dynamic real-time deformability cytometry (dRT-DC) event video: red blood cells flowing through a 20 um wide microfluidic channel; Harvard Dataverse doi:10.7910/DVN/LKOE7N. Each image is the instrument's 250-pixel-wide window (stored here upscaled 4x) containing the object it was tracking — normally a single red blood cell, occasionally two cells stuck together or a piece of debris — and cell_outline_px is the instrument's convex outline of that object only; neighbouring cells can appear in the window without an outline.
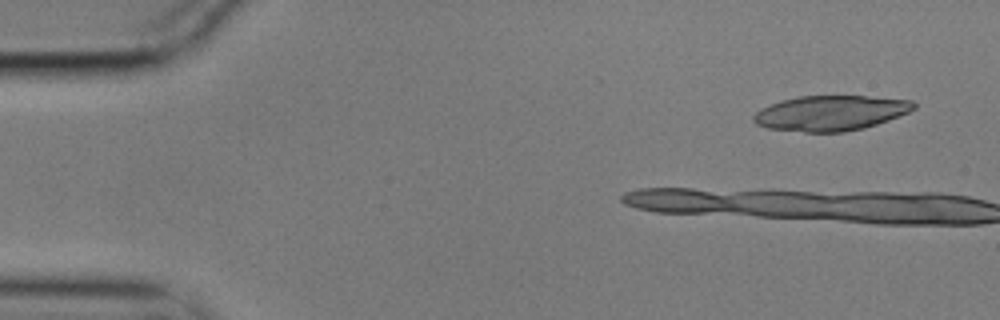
{"species": "common noctule bat (a hibernating species)", "species_latin": "Nyctalus noctula", "temperature_condition": "cold", "stored_images_in_passage": 8, "camera_frame_rate_fps": 3000, "um_per_image_px": 0.085, "animal": {"sex": "male", "body_mass_g": 17.9}, "frame": {"image": 1, "passage_image": 3, "time_ms": 0.667, "image_size_px": [1000, 320], "cell_outline_px": [[916, 108], [908, 112], [888, 120], [864, 128], [844, 132], [804, 132], [768, 128], [756, 124], [752, 120], [752, 116], [756, 112], [772, 104], [784, 100], [800, 96], [864, 96], [912, 100], [916, 104]], "centroid_in_image_um": [70.62, 9.61], "position_along_channel_um": 14.4, "area_um2": 32.54}}